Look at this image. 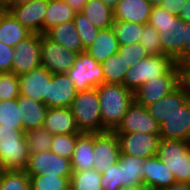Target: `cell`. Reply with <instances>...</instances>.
<instances>
[{
    "instance_id": "6da1fadb",
    "label": "cell",
    "mask_w": 190,
    "mask_h": 190,
    "mask_svg": "<svg viewBox=\"0 0 190 190\" xmlns=\"http://www.w3.org/2000/svg\"><path fill=\"white\" fill-rule=\"evenodd\" d=\"M97 94L102 127L106 131H114L133 103L134 93L122 84L103 83L97 87Z\"/></svg>"
},
{
    "instance_id": "7a4b0ae2",
    "label": "cell",
    "mask_w": 190,
    "mask_h": 190,
    "mask_svg": "<svg viewBox=\"0 0 190 190\" xmlns=\"http://www.w3.org/2000/svg\"><path fill=\"white\" fill-rule=\"evenodd\" d=\"M149 24L159 32L163 52L175 60L184 49L186 22L160 6H153Z\"/></svg>"
},
{
    "instance_id": "3957f363",
    "label": "cell",
    "mask_w": 190,
    "mask_h": 190,
    "mask_svg": "<svg viewBox=\"0 0 190 190\" xmlns=\"http://www.w3.org/2000/svg\"><path fill=\"white\" fill-rule=\"evenodd\" d=\"M25 132L0 125V169L25 170L29 160Z\"/></svg>"
},
{
    "instance_id": "277c9868",
    "label": "cell",
    "mask_w": 190,
    "mask_h": 190,
    "mask_svg": "<svg viewBox=\"0 0 190 190\" xmlns=\"http://www.w3.org/2000/svg\"><path fill=\"white\" fill-rule=\"evenodd\" d=\"M77 126L81 133H104L97 88L78 91L70 105Z\"/></svg>"
},
{
    "instance_id": "5b68a950",
    "label": "cell",
    "mask_w": 190,
    "mask_h": 190,
    "mask_svg": "<svg viewBox=\"0 0 190 190\" xmlns=\"http://www.w3.org/2000/svg\"><path fill=\"white\" fill-rule=\"evenodd\" d=\"M175 65V60L169 55H149L128 68L123 85L134 93L147 81L167 74Z\"/></svg>"
},
{
    "instance_id": "8992f818",
    "label": "cell",
    "mask_w": 190,
    "mask_h": 190,
    "mask_svg": "<svg viewBox=\"0 0 190 190\" xmlns=\"http://www.w3.org/2000/svg\"><path fill=\"white\" fill-rule=\"evenodd\" d=\"M157 156L172 171L176 182H190V142L160 139Z\"/></svg>"
},
{
    "instance_id": "52a82bcc",
    "label": "cell",
    "mask_w": 190,
    "mask_h": 190,
    "mask_svg": "<svg viewBox=\"0 0 190 190\" xmlns=\"http://www.w3.org/2000/svg\"><path fill=\"white\" fill-rule=\"evenodd\" d=\"M77 91L97 88L104 83L102 66L86 51L80 52L66 73Z\"/></svg>"
},
{
    "instance_id": "ba28073f",
    "label": "cell",
    "mask_w": 190,
    "mask_h": 190,
    "mask_svg": "<svg viewBox=\"0 0 190 190\" xmlns=\"http://www.w3.org/2000/svg\"><path fill=\"white\" fill-rule=\"evenodd\" d=\"M179 86L178 67L175 65L167 74L159 75L141 85L134 92V101L142 106L159 101Z\"/></svg>"
},
{
    "instance_id": "9c48e42d",
    "label": "cell",
    "mask_w": 190,
    "mask_h": 190,
    "mask_svg": "<svg viewBox=\"0 0 190 190\" xmlns=\"http://www.w3.org/2000/svg\"><path fill=\"white\" fill-rule=\"evenodd\" d=\"M41 65L52 74L67 73L78 53L68 50L40 34Z\"/></svg>"
},
{
    "instance_id": "30bf717a",
    "label": "cell",
    "mask_w": 190,
    "mask_h": 190,
    "mask_svg": "<svg viewBox=\"0 0 190 190\" xmlns=\"http://www.w3.org/2000/svg\"><path fill=\"white\" fill-rule=\"evenodd\" d=\"M12 72L19 76L41 66L40 34L31 33L14 47Z\"/></svg>"
},
{
    "instance_id": "8fae6325",
    "label": "cell",
    "mask_w": 190,
    "mask_h": 190,
    "mask_svg": "<svg viewBox=\"0 0 190 190\" xmlns=\"http://www.w3.org/2000/svg\"><path fill=\"white\" fill-rule=\"evenodd\" d=\"M25 171L28 175H72L70 159L61 157L50 150L30 155Z\"/></svg>"
},
{
    "instance_id": "7c38bea8",
    "label": "cell",
    "mask_w": 190,
    "mask_h": 190,
    "mask_svg": "<svg viewBox=\"0 0 190 190\" xmlns=\"http://www.w3.org/2000/svg\"><path fill=\"white\" fill-rule=\"evenodd\" d=\"M123 155L149 158L157 155L160 136L149 133H115Z\"/></svg>"
},
{
    "instance_id": "4fadbf2b",
    "label": "cell",
    "mask_w": 190,
    "mask_h": 190,
    "mask_svg": "<svg viewBox=\"0 0 190 190\" xmlns=\"http://www.w3.org/2000/svg\"><path fill=\"white\" fill-rule=\"evenodd\" d=\"M114 133H149L160 134V125L148 113L145 106L137 104L135 101L128 107L121 123L113 131Z\"/></svg>"
},
{
    "instance_id": "5bb4252c",
    "label": "cell",
    "mask_w": 190,
    "mask_h": 190,
    "mask_svg": "<svg viewBox=\"0 0 190 190\" xmlns=\"http://www.w3.org/2000/svg\"><path fill=\"white\" fill-rule=\"evenodd\" d=\"M94 163L93 169L101 174L109 165L118 163L120 145L117 135L113 131L94 133Z\"/></svg>"
},
{
    "instance_id": "9a60e30c",
    "label": "cell",
    "mask_w": 190,
    "mask_h": 190,
    "mask_svg": "<svg viewBox=\"0 0 190 190\" xmlns=\"http://www.w3.org/2000/svg\"><path fill=\"white\" fill-rule=\"evenodd\" d=\"M20 95L43 102L47 97L48 84L52 73L42 65L18 76Z\"/></svg>"
},
{
    "instance_id": "2e32d148",
    "label": "cell",
    "mask_w": 190,
    "mask_h": 190,
    "mask_svg": "<svg viewBox=\"0 0 190 190\" xmlns=\"http://www.w3.org/2000/svg\"><path fill=\"white\" fill-rule=\"evenodd\" d=\"M47 6L48 0H33L27 4L11 7L8 11L31 33L43 34Z\"/></svg>"
},
{
    "instance_id": "e0dca14e",
    "label": "cell",
    "mask_w": 190,
    "mask_h": 190,
    "mask_svg": "<svg viewBox=\"0 0 190 190\" xmlns=\"http://www.w3.org/2000/svg\"><path fill=\"white\" fill-rule=\"evenodd\" d=\"M77 90L66 73L52 74L48 84L47 97L43 103L47 108L70 107Z\"/></svg>"
},
{
    "instance_id": "ac0fdd59",
    "label": "cell",
    "mask_w": 190,
    "mask_h": 190,
    "mask_svg": "<svg viewBox=\"0 0 190 190\" xmlns=\"http://www.w3.org/2000/svg\"><path fill=\"white\" fill-rule=\"evenodd\" d=\"M176 182L175 176L157 155L145 159L143 186L149 190H163Z\"/></svg>"
},
{
    "instance_id": "d6986e66",
    "label": "cell",
    "mask_w": 190,
    "mask_h": 190,
    "mask_svg": "<svg viewBox=\"0 0 190 190\" xmlns=\"http://www.w3.org/2000/svg\"><path fill=\"white\" fill-rule=\"evenodd\" d=\"M160 139L190 142V99L160 125Z\"/></svg>"
},
{
    "instance_id": "ffe728a7",
    "label": "cell",
    "mask_w": 190,
    "mask_h": 190,
    "mask_svg": "<svg viewBox=\"0 0 190 190\" xmlns=\"http://www.w3.org/2000/svg\"><path fill=\"white\" fill-rule=\"evenodd\" d=\"M189 99L188 91L178 86L159 101L147 105L146 109L153 119L161 125L165 119L177 112Z\"/></svg>"
},
{
    "instance_id": "44dd1931",
    "label": "cell",
    "mask_w": 190,
    "mask_h": 190,
    "mask_svg": "<svg viewBox=\"0 0 190 190\" xmlns=\"http://www.w3.org/2000/svg\"><path fill=\"white\" fill-rule=\"evenodd\" d=\"M152 5L147 0H119L113 7L114 21L148 24Z\"/></svg>"
},
{
    "instance_id": "7402d4cb",
    "label": "cell",
    "mask_w": 190,
    "mask_h": 190,
    "mask_svg": "<svg viewBox=\"0 0 190 190\" xmlns=\"http://www.w3.org/2000/svg\"><path fill=\"white\" fill-rule=\"evenodd\" d=\"M42 127L52 135L81 133L69 107L48 108Z\"/></svg>"
},
{
    "instance_id": "603a6c76",
    "label": "cell",
    "mask_w": 190,
    "mask_h": 190,
    "mask_svg": "<svg viewBox=\"0 0 190 190\" xmlns=\"http://www.w3.org/2000/svg\"><path fill=\"white\" fill-rule=\"evenodd\" d=\"M19 105L23 131H31L41 128L47 113V106L43 102H39L24 95L17 98Z\"/></svg>"
},
{
    "instance_id": "cb8c5ba5",
    "label": "cell",
    "mask_w": 190,
    "mask_h": 190,
    "mask_svg": "<svg viewBox=\"0 0 190 190\" xmlns=\"http://www.w3.org/2000/svg\"><path fill=\"white\" fill-rule=\"evenodd\" d=\"M44 35L51 41L76 53L84 52V47L73 21L63 22L47 30Z\"/></svg>"
},
{
    "instance_id": "d4e9b609",
    "label": "cell",
    "mask_w": 190,
    "mask_h": 190,
    "mask_svg": "<svg viewBox=\"0 0 190 190\" xmlns=\"http://www.w3.org/2000/svg\"><path fill=\"white\" fill-rule=\"evenodd\" d=\"M93 151L94 133H81L77 137L73 156L70 160L72 171H85L93 168Z\"/></svg>"
},
{
    "instance_id": "484cf974",
    "label": "cell",
    "mask_w": 190,
    "mask_h": 190,
    "mask_svg": "<svg viewBox=\"0 0 190 190\" xmlns=\"http://www.w3.org/2000/svg\"><path fill=\"white\" fill-rule=\"evenodd\" d=\"M118 49L119 43L115 31L111 27L99 30L98 36L85 51L101 64L111 55L118 53Z\"/></svg>"
},
{
    "instance_id": "4316f807",
    "label": "cell",
    "mask_w": 190,
    "mask_h": 190,
    "mask_svg": "<svg viewBox=\"0 0 190 190\" xmlns=\"http://www.w3.org/2000/svg\"><path fill=\"white\" fill-rule=\"evenodd\" d=\"M120 175L122 188L143 186V164L145 158L120 153Z\"/></svg>"
},
{
    "instance_id": "83f0119b",
    "label": "cell",
    "mask_w": 190,
    "mask_h": 190,
    "mask_svg": "<svg viewBox=\"0 0 190 190\" xmlns=\"http://www.w3.org/2000/svg\"><path fill=\"white\" fill-rule=\"evenodd\" d=\"M31 34L9 11L0 14V42L15 47Z\"/></svg>"
},
{
    "instance_id": "f1b7e54d",
    "label": "cell",
    "mask_w": 190,
    "mask_h": 190,
    "mask_svg": "<svg viewBox=\"0 0 190 190\" xmlns=\"http://www.w3.org/2000/svg\"><path fill=\"white\" fill-rule=\"evenodd\" d=\"M81 13L100 30L113 27V8L101 0H88Z\"/></svg>"
},
{
    "instance_id": "f546056e",
    "label": "cell",
    "mask_w": 190,
    "mask_h": 190,
    "mask_svg": "<svg viewBox=\"0 0 190 190\" xmlns=\"http://www.w3.org/2000/svg\"><path fill=\"white\" fill-rule=\"evenodd\" d=\"M76 12L64 0H48L44 14L43 34L55 25L73 21Z\"/></svg>"
},
{
    "instance_id": "4dcf8cb0",
    "label": "cell",
    "mask_w": 190,
    "mask_h": 190,
    "mask_svg": "<svg viewBox=\"0 0 190 190\" xmlns=\"http://www.w3.org/2000/svg\"><path fill=\"white\" fill-rule=\"evenodd\" d=\"M104 83L122 84L129 66L119 53L113 54L101 63Z\"/></svg>"
},
{
    "instance_id": "1f68e13d",
    "label": "cell",
    "mask_w": 190,
    "mask_h": 190,
    "mask_svg": "<svg viewBox=\"0 0 190 190\" xmlns=\"http://www.w3.org/2000/svg\"><path fill=\"white\" fill-rule=\"evenodd\" d=\"M70 190H102L101 173L93 168L85 171H72Z\"/></svg>"
},
{
    "instance_id": "d6a6232c",
    "label": "cell",
    "mask_w": 190,
    "mask_h": 190,
    "mask_svg": "<svg viewBox=\"0 0 190 190\" xmlns=\"http://www.w3.org/2000/svg\"><path fill=\"white\" fill-rule=\"evenodd\" d=\"M30 190H69L71 176L28 175Z\"/></svg>"
},
{
    "instance_id": "836d02e7",
    "label": "cell",
    "mask_w": 190,
    "mask_h": 190,
    "mask_svg": "<svg viewBox=\"0 0 190 190\" xmlns=\"http://www.w3.org/2000/svg\"><path fill=\"white\" fill-rule=\"evenodd\" d=\"M113 29L115 31L119 46H124L140 42V36L143 32V25L130 21H114Z\"/></svg>"
},
{
    "instance_id": "e575fe53",
    "label": "cell",
    "mask_w": 190,
    "mask_h": 190,
    "mask_svg": "<svg viewBox=\"0 0 190 190\" xmlns=\"http://www.w3.org/2000/svg\"><path fill=\"white\" fill-rule=\"evenodd\" d=\"M27 146L30 155L50 150L53 135L46 131L43 127L36 128L25 132Z\"/></svg>"
},
{
    "instance_id": "d590c367",
    "label": "cell",
    "mask_w": 190,
    "mask_h": 190,
    "mask_svg": "<svg viewBox=\"0 0 190 190\" xmlns=\"http://www.w3.org/2000/svg\"><path fill=\"white\" fill-rule=\"evenodd\" d=\"M0 190H30L25 170H4L0 173Z\"/></svg>"
},
{
    "instance_id": "8d00e7d4",
    "label": "cell",
    "mask_w": 190,
    "mask_h": 190,
    "mask_svg": "<svg viewBox=\"0 0 190 190\" xmlns=\"http://www.w3.org/2000/svg\"><path fill=\"white\" fill-rule=\"evenodd\" d=\"M21 113L17 99L0 101V125L23 130Z\"/></svg>"
},
{
    "instance_id": "74e56055",
    "label": "cell",
    "mask_w": 190,
    "mask_h": 190,
    "mask_svg": "<svg viewBox=\"0 0 190 190\" xmlns=\"http://www.w3.org/2000/svg\"><path fill=\"white\" fill-rule=\"evenodd\" d=\"M73 23L81 38L84 51L90 47L98 36L99 30L83 13H76Z\"/></svg>"
},
{
    "instance_id": "f35d334b",
    "label": "cell",
    "mask_w": 190,
    "mask_h": 190,
    "mask_svg": "<svg viewBox=\"0 0 190 190\" xmlns=\"http://www.w3.org/2000/svg\"><path fill=\"white\" fill-rule=\"evenodd\" d=\"M80 134L81 133L53 135L50 151L71 160L77 137Z\"/></svg>"
},
{
    "instance_id": "ab89813d",
    "label": "cell",
    "mask_w": 190,
    "mask_h": 190,
    "mask_svg": "<svg viewBox=\"0 0 190 190\" xmlns=\"http://www.w3.org/2000/svg\"><path fill=\"white\" fill-rule=\"evenodd\" d=\"M140 44L149 55H164L159 38V32L149 23L143 25V32L140 36Z\"/></svg>"
},
{
    "instance_id": "60d3db41",
    "label": "cell",
    "mask_w": 190,
    "mask_h": 190,
    "mask_svg": "<svg viewBox=\"0 0 190 190\" xmlns=\"http://www.w3.org/2000/svg\"><path fill=\"white\" fill-rule=\"evenodd\" d=\"M19 95L18 76L13 72H0V101L17 99Z\"/></svg>"
},
{
    "instance_id": "b9f144b4",
    "label": "cell",
    "mask_w": 190,
    "mask_h": 190,
    "mask_svg": "<svg viewBox=\"0 0 190 190\" xmlns=\"http://www.w3.org/2000/svg\"><path fill=\"white\" fill-rule=\"evenodd\" d=\"M118 53L123 56L126 66L132 67L140 60L149 56L145 48L139 43L119 46Z\"/></svg>"
},
{
    "instance_id": "7bdbcfd3",
    "label": "cell",
    "mask_w": 190,
    "mask_h": 190,
    "mask_svg": "<svg viewBox=\"0 0 190 190\" xmlns=\"http://www.w3.org/2000/svg\"><path fill=\"white\" fill-rule=\"evenodd\" d=\"M102 190H119L122 188L120 175V162L109 165L106 171L101 174Z\"/></svg>"
},
{
    "instance_id": "ee69618b",
    "label": "cell",
    "mask_w": 190,
    "mask_h": 190,
    "mask_svg": "<svg viewBox=\"0 0 190 190\" xmlns=\"http://www.w3.org/2000/svg\"><path fill=\"white\" fill-rule=\"evenodd\" d=\"M14 47L0 42V72H12Z\"/></svg>"
},
{
    "instance_id": "f6af8a7d",
    "label": "cell",
    "mask_w": 190,
    "mask_h": 190,
    "mask_svg": "<svg viewBox=\"0 0 190 190\" xmlns=\"http://www.w3.org/2000/svg\"><path fill=\"white\" fill-rule=\"evenodd\" d=\"M179 73V86L186 89L190 95V59L177 62Z\"/></svg>"
},
{
    "instance_id": "bcb514c9",
    "label": "cell",
    "mask_w": 190,
    "mask_h": 190,
    "mask_svg": "<svg viewBox=\"0 0 190 190\" xmlns=\"http://www.w3.org/2000/svg\"><path fill=\"white\" fill-rule=\"evenodd\" d=\"M186 2L187 0H163L159 6L167 10L168 13L174 14L175 16H179Z\"/></svg>"
},
{
    "instance_id": "7dc6e473",
    "label": "cell",
    "mask_w": 190,
    "mask_h": 190,
    "mask_svg": "<svg viewBox=\"0 0 190 190\" xmlns=\"http://www.w3.org/2000/svg\"><path fill=\"white\" fill-rule=\"evenodd\" d=\"M190 59V21L186 22L183 52L175 59V63Z\"/></svg>"
},
{
    "instance_id": "c3c4849f",
    "label": "cell",
    "mask_w": 190,
    "mask_h": 190,
    "mask_svg": "<svg viewBox=\"0 0 190 190\" xmlns=\"http://www.w3.org/2000/svg\"><path fill=\"white\" fill-rule=\"evenodd\" d=\"M70 7L76 12L79 13L82 11L88 0H64Z\"/></svg>"
},
{
    "instance_id": "681fc988",
    "label": "cell",
    "mask_w": 190,
    "mask_h": 190,
    "mask_svg": "<svg viewBox=\"0 0 190 190\" xmlns=\"http://www.w3.org/2000/svg\"><path fill=\"white\" fill-rule=\"evenodd\" d=\"M179 17L184 21V22H189L190 21V0H187V2L184 4Z\"/></svg>"
},
{
    "instance_id": "f907efd6",
    "label": "cell",
    "mask_w": 190,
    "mask_h": 190,
    "mask_svg": "<svg viewBox=\"0 0 190 190\" xmlns=\"http://www.w3.org/2000/svg\"><path fill=\"white\" fill-rule=\"evenodd\" d=\"M163 190H190V184L187 182H175Z\"/></svg>"
},
{
    "instance_id": "816d5d0a",
    "label": "cell",
    "mask_w": 190,
    "mask_h": 190,
    "mask_svg": "<svg viewBox=\"0 0 190 190\" xmlns=\"http://www.w3.org/2000/svg\"><path fill=\"white\" fill-rule=\"evenodd\" d=\"M0 7L3 11H8L11 7H14V0H0Z\"/></svg>"
},
{
    "instance_id": "f5cc1de1",
    "label": "cell",
    "mask_w": 190,
    "mask_h": 190,
    "mask_svg": "<svg viewBox=\"0 0 190 190\" xmlns=\"http://www.w3.org/2000/svg\"><path fill=\"white\" fill-rule=\"evenodd\" d=\"M119 190H149L144 186H140V187H124V188H120Z\"/></svg>"
},
{
    "instance_id": "db71d44e",
    "label": "cell",
    "mask_w": 190,
    "mask_h": 190,
    "mask_svg": "<svg viewBox=\"0 0 190 190\" xmlns=\"http://www.w3.org/2000/svg\"><path fill=\"white\" fill-rule=\"evenodd\" d=\"M33 0H14V6H20L23 4H27Z\"/></svg>"
},
{
    "instance_id": "11a10c76",
    "label": "cell",
    "mask_w": 190,
    "mask_h": 190,
    "mask_svg": "<svg viewBox=\"0 0 190 190\" xmlns=\"http://www.w3.org/2000/svg\"><path fill=\"white\" fill-rule=\"evenodd\" d=\"M101 1L113 8L119 0H101Z\"/></svg>"
},
{
    "instance_id": "9f6ffc18",
    "label": "cell",
    "mask_w": 190,
    "mask_h": 190,
    "mask_svg": "<svg viewBox=\"0 0 190 190\" xmlns=\"http://www.w3.org/2000/svg\"><path fill=\"white\" fill-rule=\"evenodd\" d=\"M152 6H159L163 0H147Z\"/></svg>"
}]
</instances>
